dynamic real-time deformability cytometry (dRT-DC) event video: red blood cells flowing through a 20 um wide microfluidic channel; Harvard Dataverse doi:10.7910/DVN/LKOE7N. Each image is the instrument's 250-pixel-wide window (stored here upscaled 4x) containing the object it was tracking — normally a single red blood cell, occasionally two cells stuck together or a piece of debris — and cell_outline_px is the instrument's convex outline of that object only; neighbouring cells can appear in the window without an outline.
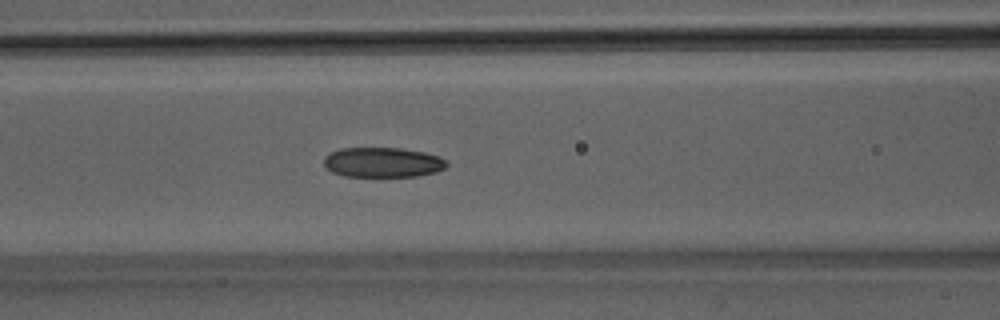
{"species": "Egyptian fruit bat (a non-hibernating species)", "species_latin": "Rousettus aegyptiacus", "temperature_condition": "room temperature", "stored_images_in_passage": 35, "camera_frame_rate_fps": 3000, "um_per_image_px": 0.085, "animal": {"sex": "male"}, "frame": {"image": 1, "passage_image": 10, "time_ms": 3.0, "image_size_px": [1000, 320], "cell_outline_px": [[448, 164], [444, 168], [436, 172], [416, 176], [344, 176], [332, 172], [324, 164], [324, 156], [340, 148], [400, 148], [424, 152], [448, 160]], "centroid_in_image_um": [32.53, 13.8], "position_along_channel_um": 134.1, "area_um2": 21.33}}